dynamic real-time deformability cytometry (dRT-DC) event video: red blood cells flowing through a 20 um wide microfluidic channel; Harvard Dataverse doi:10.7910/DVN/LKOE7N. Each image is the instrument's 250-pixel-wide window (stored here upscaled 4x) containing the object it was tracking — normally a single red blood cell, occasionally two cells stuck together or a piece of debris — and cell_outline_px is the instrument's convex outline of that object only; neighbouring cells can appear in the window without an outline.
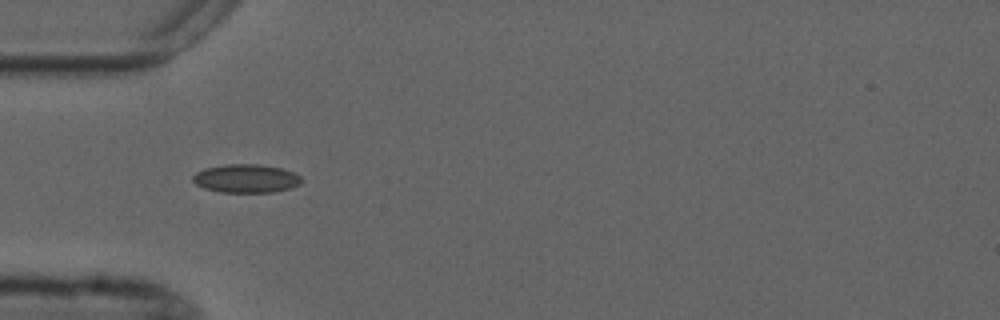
{"species": "common noctule bat (a hibernating species)", "species_latin": "Nyctalus noctula", "temperature_condition": "cold", "stored_images_in_passage": 3, "camera_frame_rate_fps": 3000, "um_per_image_px": 0.085, "animal": {"sex": "male", "forearm_length_mm": 52.5}, "frame": {"image": 1, "passage_image": 1, "time_ms": 0.0, "image_size_px": [1000, 320], "cell_outline_px": [[304, 180], [300, 184], [292, 188], [272, 192], [220, 192], [204, 188], [196, 184], [192, 180], [192, 176], [196, 172], [204, 168], [228, 164], [256, 164], [280, 168], [292, 172], [300, 176]], "centroid_in_image_um": [20.91, 15.17], "position_along_channel_um": 64.1, "area_um2": 18.03}}
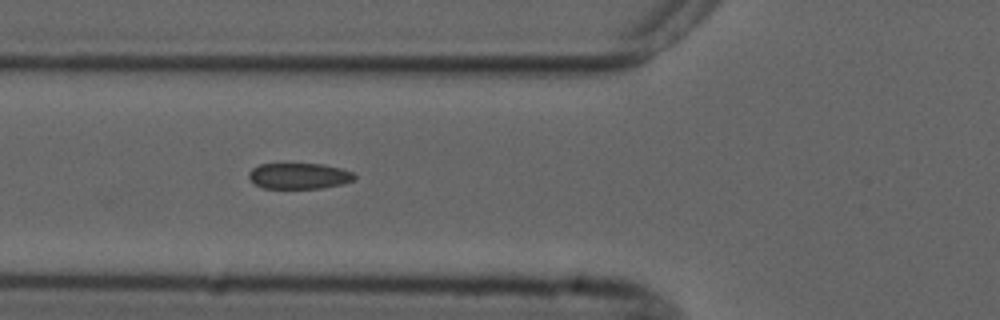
{"frame": {"image": 2, "passage_image": 2, "time_ms": 1.0, "image_size_px": [1000, 320], "cell_outline_px": [[356, 180], [340, 184], [320, 188], [264, 188], [256, 184], [248, 176], [248, 172], [252, 168], [260, 164], [324, 164], [340, 168], [352, 172], [356, 176]], "centroid_in_image_um": [25.43, 14.95], "position_along_channel_um": 100.4, "area_um2": 15.84}}
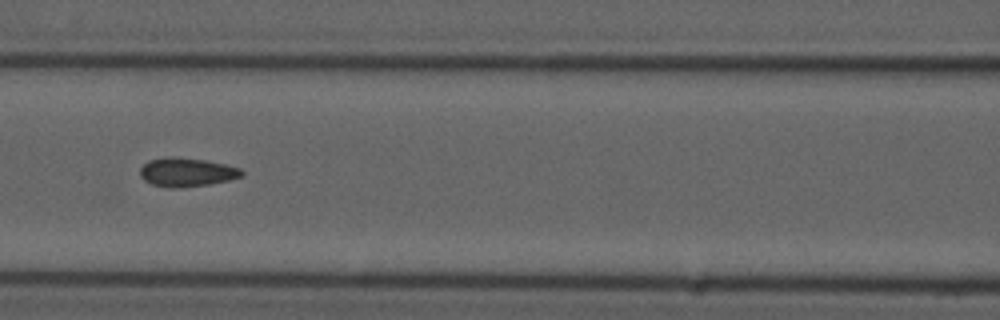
{"frame": {"image": 3, "passage_image": 3, "time_ms": 2.333, "image_size_px": [1000, 320], "cell_outline_px": [[244, 176], [228, 180], [208, 184], [180, 188], [168, 188], [152, 184], [144, 180], [140, 176], [140, 168], [148, 160], [172, 156], [204, 160], [224, 164], [240, 168], [244, 172]], "centroid_in_image_um": [15.86, 14.64], "position_along_channel_um": 150.7, "area_um2": 17.05}}